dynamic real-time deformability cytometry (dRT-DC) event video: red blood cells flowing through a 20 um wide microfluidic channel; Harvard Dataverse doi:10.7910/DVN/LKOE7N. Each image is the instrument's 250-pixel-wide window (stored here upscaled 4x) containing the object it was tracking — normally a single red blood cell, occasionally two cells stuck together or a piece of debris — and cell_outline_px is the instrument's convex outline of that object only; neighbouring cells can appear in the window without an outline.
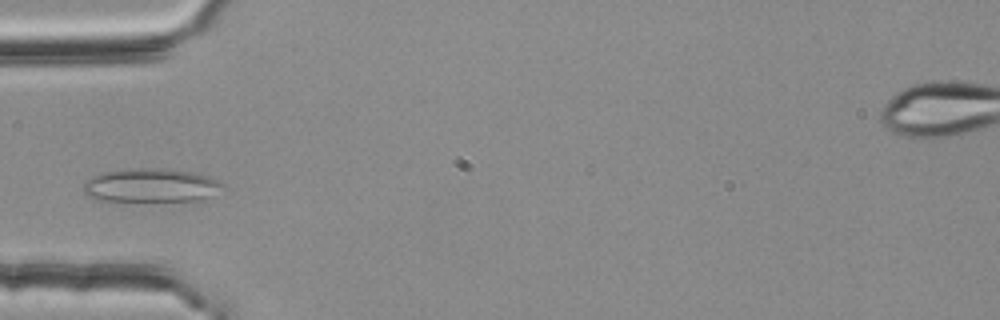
{"species": "common noctule bat (a hibernating species)", "species_latin": "Nyctalus noctula", "temperature_condition": "room temperature", "stored_images_in_passage": 2, "camera_frame_rate_fps": 3000, "um_per_image_px": 0.085, "animal": {"sex": "female", "body_mass_g": 25.1}, "frame": {"image": 1, "passage_image": 2, "time_ms": 0.333, "image_size_px": [1000, 320], "cell_outline_px": [[224, 184], [212, 196], [200, 200], [96, 200], [88, 196], [80, 188], [84, 180], [100, 172], [124, 168], [164, 168], [196, 172], [220, 180]], "centroid_in_image_um": [12.77, 15.72], "position_along_channel_um": 72.2, "area_um2": 27.69}}